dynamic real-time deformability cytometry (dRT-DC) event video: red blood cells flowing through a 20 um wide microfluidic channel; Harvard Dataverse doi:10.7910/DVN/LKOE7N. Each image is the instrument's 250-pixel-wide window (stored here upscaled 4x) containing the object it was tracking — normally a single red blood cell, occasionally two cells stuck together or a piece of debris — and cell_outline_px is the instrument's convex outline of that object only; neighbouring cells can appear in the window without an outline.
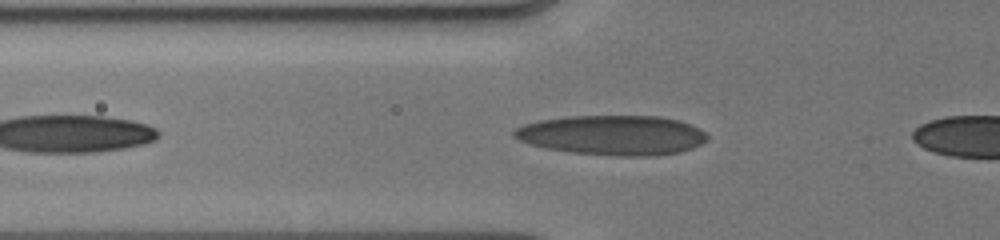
{"species": "human", "species_latin": "Homo sapiens", "temperature_condition": "cold", "stored_images_in_passage": 44, "camera_frame_rate_fps": 3000, "um_per_image_px": 0.085, "donor": {"sex": "male"}, "frame": {"image": 1, "passage_image": 7, "time_ms": 1.667, "image_size_px": [1000, 240], "cell_outline_px": [[708, 140], [692, 148], [680, 152], [656, 156], [616, 156], [572, 152], [548, 148], [532, 144], [520, 140], [512, 136], [512, 132], [516, 128], [524, 124], [536, 120], [568, 116], [660, 116], [680, 120], [700, 128], [708, 136]], "centroid_in_image_um": [52.09, 11.48], "position_along_channel_um": 73.7, "area_um2": 44.97}}
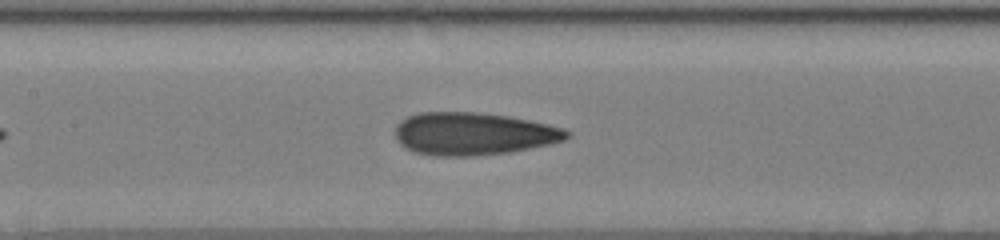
{"frame": {"image": 2, "passage_image": 16, "time_ms": 4.0, "image_size_px": [1000, 240], "cell_outline_px": [[572, 136], [564, 140], [552, 144], [508, 152], [472, 156], [432, 156], [416, 152], [400, 144], [396, 140], [396, 124], [400, 120], [408, 116], [420, 112], [476, 112], [508, 116], [548, 124], [564, 128], [572, 132]], "centroid_in_image_um": [40.26, 11.37], "position_along_channel_um": 167.1, "area_um2": 42.83}}
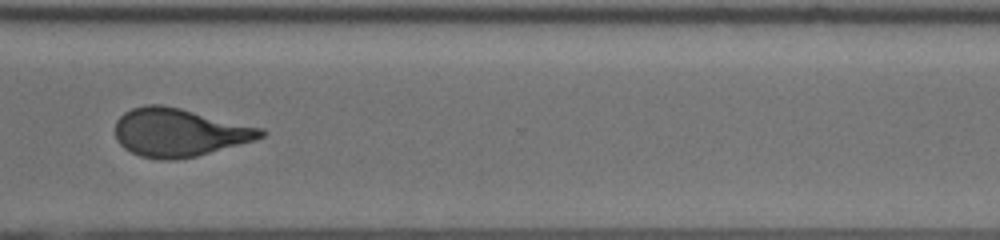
{"frame": {"image": 3, "passage_image": 35, "time_ms": 8.667, "image_size_px": [1000, 240], "cell_outline_px": [[268, 132], [264, 136], [256, 140], [196, 156], [176, 160], [160, 160], [140, 156], [124, 148], [116, 140], [116, 120], [124, 112], [132, 108], [144, 104], [164, 104], [264, 128]], "centroid_in_image_um": [15.24, 11.25], "position_along_channel_um": 355.4, "area_um2": 41.21}, "authors_computed_cell_mechanics": {"area_um2": 41.5293, "velocity_mm_per_s": 4.039, "shape_relaxation_time_tau1_ms": 5.6289, "shape_relaxation_time_tau2_ms": 1.5287, "deformation_change_tau1": 0.1898, "deformation_change_tau2": 0.1078}}